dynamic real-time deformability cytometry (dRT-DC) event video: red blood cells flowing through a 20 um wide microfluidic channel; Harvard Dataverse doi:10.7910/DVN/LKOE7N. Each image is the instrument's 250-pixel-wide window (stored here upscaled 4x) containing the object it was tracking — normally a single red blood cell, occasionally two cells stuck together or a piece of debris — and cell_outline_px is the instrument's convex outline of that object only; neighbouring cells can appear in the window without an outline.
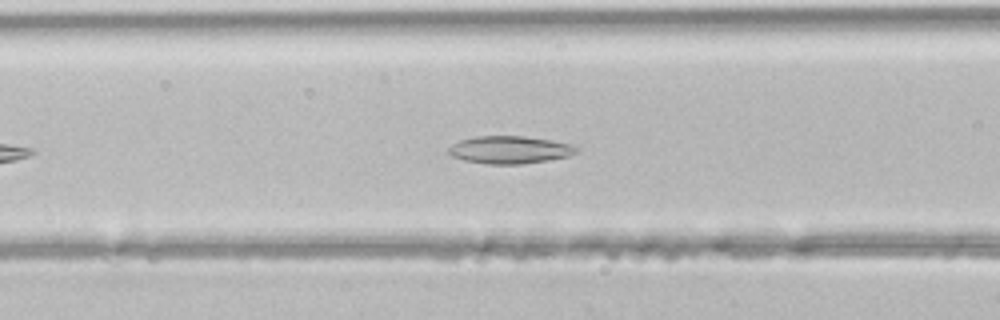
{"species": "common noctule bat (a hibernating species)", "species_latin": "Nyctalus noctula", "temperature_condition": "room temperature", "stored_images_in_passage": 36, "segment_of_instrument_passage": [1, 2], "camera_frame_rate_fps": 3000, "um_per_image_px": 0.085, "animal": {"sex": "male", "body_mass_g": 21.5, "forearm_length_mm": 52.0}, "frame": {"image": 1, "passage_image": 10, "time_ms": 3.0, "image_size_px": [1000, 320], "cell_outline_px": [[580, 148], [576, 152], [568, 156], [548, 160], [520, 164], [484, 164], [464, 160], [452, 156], [448, 152], [448, 148], [452, 144], [460, 140], [476, 136], [524, 136], [572, 144]], "centroid_in_image_um": [43.31, 12.73], "position_along_channel_um": 123.3, "area_um2": 20.52}}
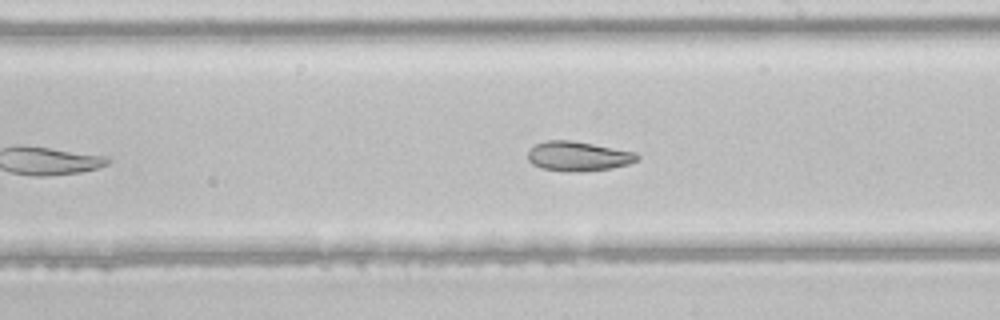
{"frame": {"image": 2, "passage_image": 18, "time_ms": 5.667, "image_size_px": [1000, 320], "cell_outline_px": [[640, 156], [636, 160], [628, 164], [612, 168], [568, 172], [564, 172], [540, 168], [532, 164], [528, 160], [528, 152], [536, 144], [544, 140], [572, 140], [636, 152]], "centroid_in_image_um": [49.12, 13.27], "position_along_channel_um": 239.9, "area_um2": 18.84}}
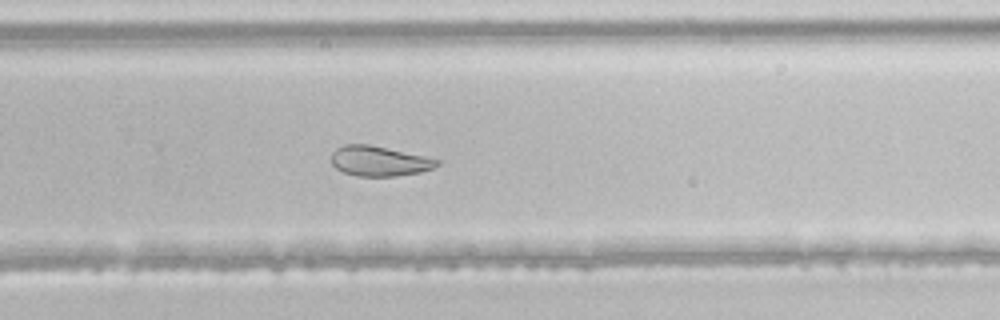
{"frame": {"image": 3, "passage_image": 22, "time_ms": 7.0, "image_size_px": [1000, 320], "cell_outline_px": [[440, 164], [432, 168], [420, 172], [396, 176], [356, 176], [344, 172], [336, 168], [332, 164], [332, 152], [336, 148], [344, 144], [368, 144], [424, 156], [440, 160]], "centroid_in_image_um": [32.21, 13.69], "position_along_channel_um": 297.6, "area_um2": 18.38}}